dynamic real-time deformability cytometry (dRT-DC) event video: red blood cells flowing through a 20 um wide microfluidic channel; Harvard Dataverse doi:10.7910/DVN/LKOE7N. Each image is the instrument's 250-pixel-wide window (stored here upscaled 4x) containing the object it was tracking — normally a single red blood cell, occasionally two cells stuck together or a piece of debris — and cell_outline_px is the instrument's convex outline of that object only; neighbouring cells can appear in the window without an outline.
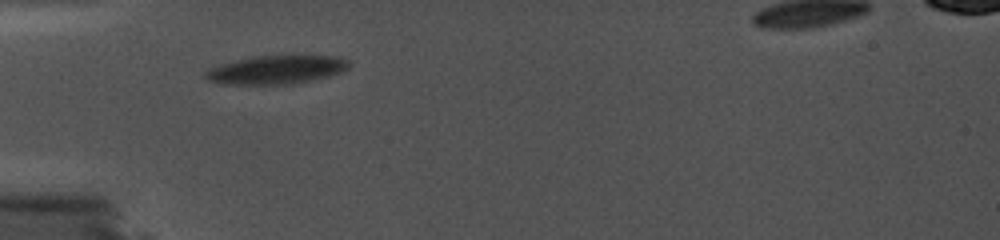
{"species": "common noctule bat (a hibernating species)", "species_latin": "Nyctalus noctula", "temperature_condition": "cold", "stored_images_in_passage": 12, "camera_frame_rate_fps": 5000, "um_per_image_px": 0.085, "animal": {"sex": "female", "body_mass_g": 19.0, "forearm_length_mm": 56.7}, "frame": {"image": 1, "passage_image": 1, "time_ms": 0.0, "image_size_px": [1000, 240], "cell_outline_px": [[352, 64], [348, 68], [340, 72], [328, 76], [292, 84], [224, 84], [208, 80], [204, 76], [204, 72], [220, 64], [252, 56], [292, 52], [340, 56], [348, 60]], "centroid_in_image_um": [23.58, 5.86], "position_along_channel_um": 61.4, "area_um2": 24.97}}
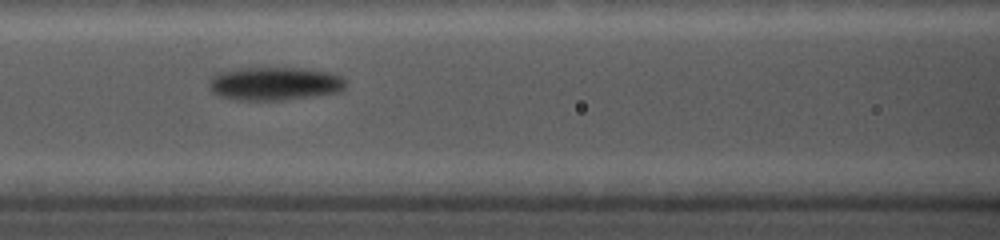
{"frame": {"image": 2, "passage_image": 7, "time_ms": 1.2, "image_size_px": [1000, 240], "cell_outline_px": [[348, 80], [344, 88], [340, 92], [316, 96], [284, 100], [236, 100], [216, 96], [212, 92], [208, 84], [208, 80], [216, 72], [240, 68], [300, 68], [328, 72], [340, 76]], "centroid_in_image_um": [23.32, 7.12], "position_along_channel_um": 143.3, "area_um2": 26.99}}
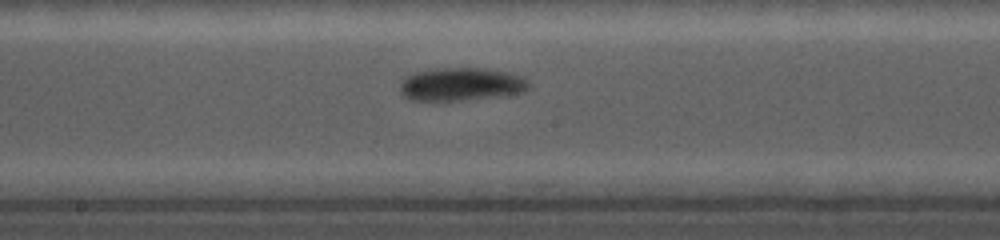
{"frame": {"image": 3, "passage_image": 11, "time_ms": 2.0, "image_size_px": [1000, 240], "cell_outline_px": [[528, 88], [524, 92], [508, 96], [436, 104], [412, 100], [404, 96], [400, 92], [400, 84], [412, 72], [444, 68], [484, 68], [508, 72], [524, 76], [528, 80]], "centroid_in_image_um": [39.21, 7.22], "position_along_channel_um": 209.0, "area_um2": 26.01}}